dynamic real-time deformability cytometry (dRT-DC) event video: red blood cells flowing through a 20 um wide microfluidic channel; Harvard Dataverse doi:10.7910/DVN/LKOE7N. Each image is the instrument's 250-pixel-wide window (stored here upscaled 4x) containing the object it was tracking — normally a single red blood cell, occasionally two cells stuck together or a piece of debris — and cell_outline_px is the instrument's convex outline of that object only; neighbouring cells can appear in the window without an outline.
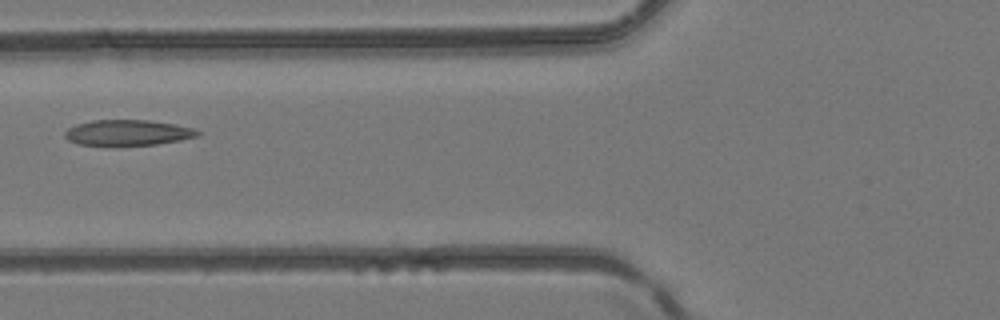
{"species": "common noctule bat (a hibernating species)", "species_latin": "Nyctalus noctula", "temperature_condition": "room temperature", "stored_images_in_passage": 3, "camera_frame_rate_fps": 3000, "um_per_image_px": 0.085, "animal": {"sex": "female", "body_mass_g": 24.6, "forearm_length_mm": 56.2}, "frame": {"image": 1, "passage_image": 2, "time_ms": 0.333, "image_size_px": [1000, 320], "cell_outline_px": [[200, 132], [196, 136], [180, 140], [156, 144], [116, 148], [80, 144], [68, 140], [64, 136], [64, 132], [68, 128], [76, 124], [92, 120], [148, 120], [176, 124], [192, 128]], "centroid_in_image_um": [10.79, 11.31], "position_along_channel_um": 115.0, "area_um2": 20.46}}
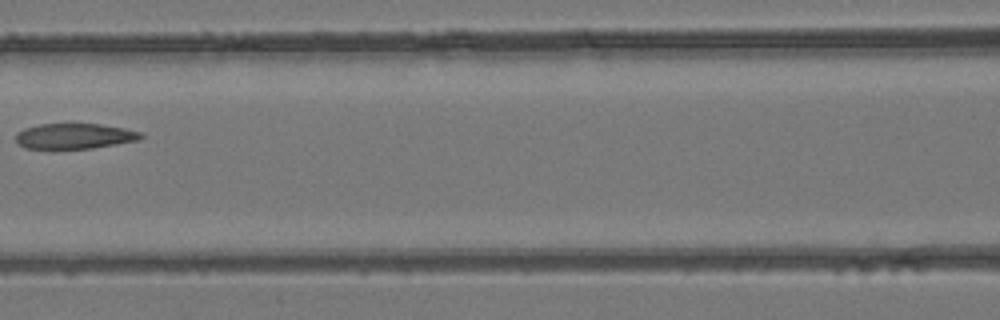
{"frame": {"image": 2, "passage_image": 3, "time_ms": 0.667, "image_size_px": [1000, 320], "cell_outline_px": [[144, 136], [140, 140], [92, 148], [24, 148], [16, 140], [16, 132], [24, 128], [40, 124], [100, 124], [124, 128], [144, 132]], "centroid_in_image_um": [6.38, 11.56], "position_along_channel_um": 160.2, "area_um2": 18.5}}